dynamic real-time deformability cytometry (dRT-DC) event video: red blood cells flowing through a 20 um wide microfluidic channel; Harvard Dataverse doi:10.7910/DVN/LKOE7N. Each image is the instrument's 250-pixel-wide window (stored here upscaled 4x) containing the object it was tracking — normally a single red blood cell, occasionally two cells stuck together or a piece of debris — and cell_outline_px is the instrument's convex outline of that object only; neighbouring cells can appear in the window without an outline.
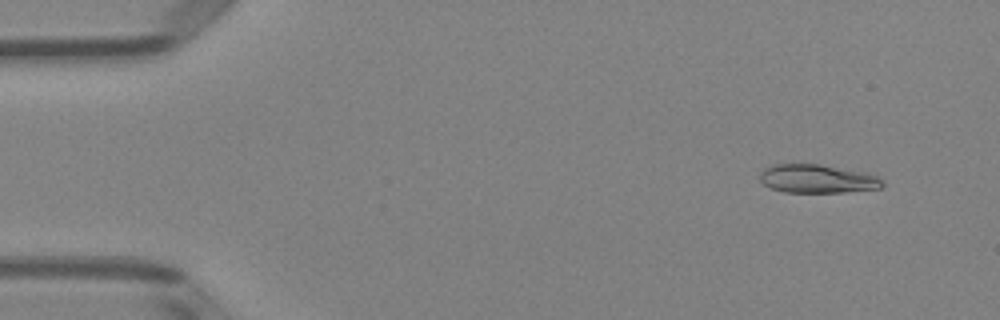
{"species": "Egyptian fruit bat (a non-hibernating species)", "species_latin": "Rousettus aegyptiacus", "temperature_condition": "room temperature", "stored_images_in_passage": 50, "camera_frame_rate_fps": 3000, "um_per_image_px": 0.085, "animal": {"sex": "female"}, "frame": {"image": 1, "passage_image": 4, "time_ms": 1.0, "image_size_px": [1000, 320], "cell_outline_px": [[884, 184], [880, 188], [844, 192], [784, 192], [772, 188], [764, 184], [760, 180], [760, 172], [764, 168], [772, 164], [820, 164], [868, 172], [880, 176]], "centroid_in_image_um": [69.51, 15.18], "position_along_channel_um": 15.5, "area_um2": 20.58}}
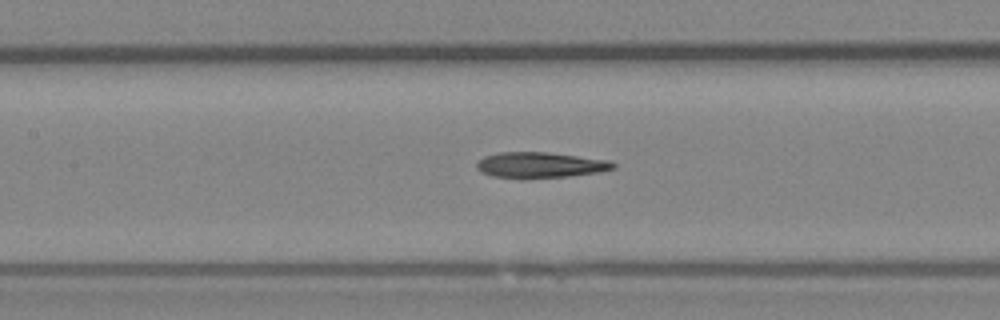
{"frame": {"image": 2, "passage_image": 23, "time_ms": 7.333, "image_size_px": [1000, 320], "cell_outline_px": [[616, 168], [600, 172], [568, 176], [492, 176], [480, 172], [476, 168], [476, 164], [484, 156], [500, 152], [548, 152], [612, 160], [616, 164]], "centroid_in_image_um": [45.99, 13.99], "position_along_channel_um": 161.4, "area_um2": 19.94}}
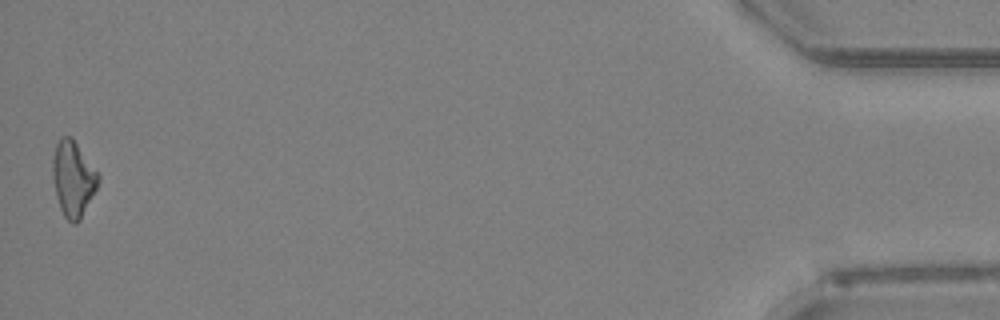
{"frame": {"image": 3, "passage_image": 50, "time_ms": 16.333, "image_size_px": [1000, 320], "cell_outline_px": [[100, 180], [80, 220], [76, 224], [72, 224], [64, 216], [60, 208], [56, 196], [52, 176], [52, 160], [56, 144], [60, 136], [72, 136], [100, 176]], "centroid_in_image_um": [6.2, 15.18], "position_along_channel_um": 429.0, "area_um2": 20.06}, "authors_computed_cell_mechanics": {"area_um2": 20.4612, "velocity_mm_per_s": 4.0012, "shape_relaxation_time_tau1_ms": 6.7999, "shape_relaxation_time_tau2_ms": 4.0366, "deformation_change_tau1": 0.1773, "deformation_change_tau2": 0.1577}}